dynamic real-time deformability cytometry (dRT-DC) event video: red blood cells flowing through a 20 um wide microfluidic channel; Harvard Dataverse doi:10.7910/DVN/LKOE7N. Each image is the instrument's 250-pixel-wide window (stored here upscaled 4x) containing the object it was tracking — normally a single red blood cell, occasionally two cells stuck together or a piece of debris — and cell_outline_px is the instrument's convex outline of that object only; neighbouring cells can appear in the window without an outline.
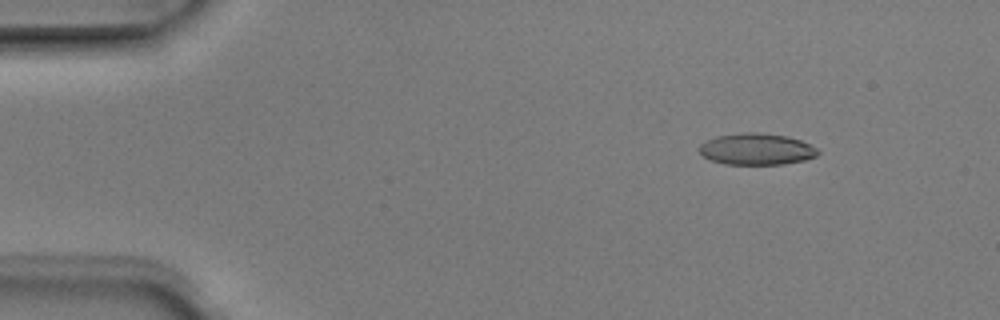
{"species": "Egyptian fruit bat (a non-hibernating species)", "species_latin": "Rousettus aegyptiacus", "temperature_condition": "room temperature", "stored_images_in_passage": 3, "camera_frame_rate_fps": 3000, "um_per_image_px": 0.085, "animal": {"sex": "male"}, "frame": {"image": 1, "passage_image": 2, "time_ms": 0.333, "image_size_px": [1000, 320], "cell_outline_px": [[820, 152], [816, 156], [804, 160], [784, 164], [724, 164], [712, 160], [704, 156], [700, 152], [700, 144], [716, 136], [744, 132], [756, 132], [788, 136], [800, 140], [816, 148]], "centroid_in_image_um": [64.32, 12.67], "position_along_channel_um": 20.7, "area_um2": 21.62}}